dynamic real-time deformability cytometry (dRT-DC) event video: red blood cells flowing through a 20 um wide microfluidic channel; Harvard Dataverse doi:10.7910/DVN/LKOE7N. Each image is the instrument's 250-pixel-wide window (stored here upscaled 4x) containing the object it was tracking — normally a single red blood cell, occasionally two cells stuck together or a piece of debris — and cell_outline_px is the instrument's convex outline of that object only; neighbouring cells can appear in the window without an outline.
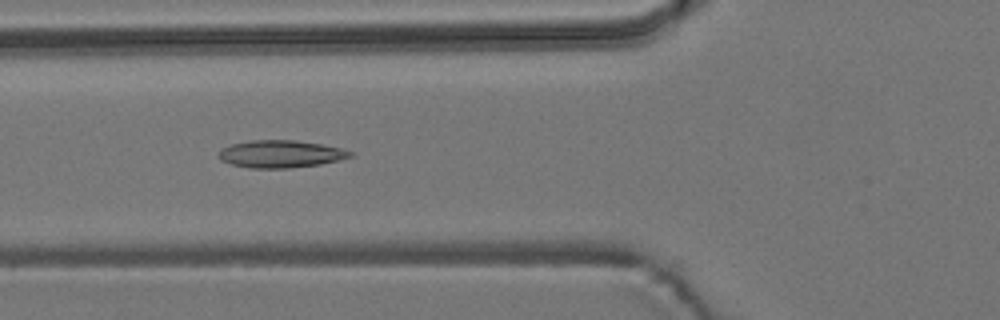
{"species": "common noctule bat (a hibernating species)", "species_latin": "Nyctalus noctula", "temperature_condition": "room temperature", "stored_images_in_passage": 6, "camera_frame_rate_fps": 3000, "um_per_image_px": 0.085, "animal": {"sex": "male", "body_mass_g": 19.2, "forearm_length_mm": 51.8}, "frame": {"image": 1, "passage_image": 6, "time_ms": 1.667, "image_size_px": [1000, 320], "cell_outline_px": [[352, 156], [320, 164], [288, 168], [248, 168], [232, 164], [220, 160], [220, 148], [232, 144], [248, 140], [296, 140], [320, 144], [340, 148], [352, 152]], "centroid_in_image_um": [23.81, 13.08], "position_along_channel_um": 102.0, "area_um2": 20.81}}